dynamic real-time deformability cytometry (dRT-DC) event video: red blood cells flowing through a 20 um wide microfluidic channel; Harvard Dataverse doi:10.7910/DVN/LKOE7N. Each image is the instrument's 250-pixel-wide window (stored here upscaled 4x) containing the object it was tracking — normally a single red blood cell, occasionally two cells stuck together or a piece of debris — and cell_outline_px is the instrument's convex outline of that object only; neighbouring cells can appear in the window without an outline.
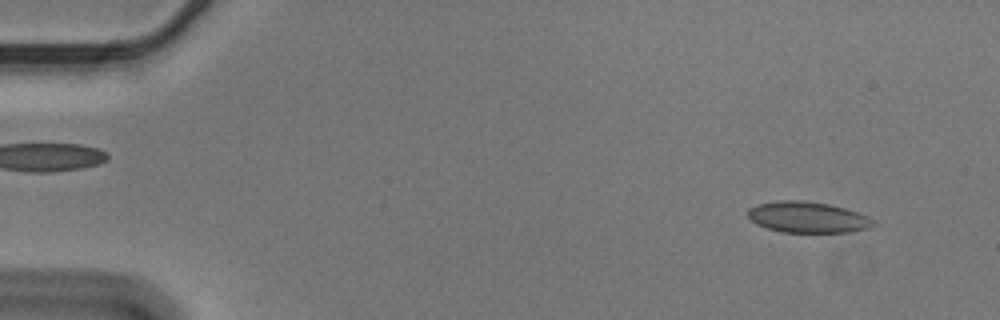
{"species": "Egyptian fruit bat (a non-hibernating species)", "species_latin": "Rousettus aegyptiacus", "temperature_condition": "cold", "stored_images_in_passage": 55, "camera_frame_rate_fps": 3000, "um_per_image_px": 0.085, "animal": {"sex": "male"}, "frame": {"image": 1, "passage_image": 4, "time_ms": 1.0, "image_size_px": [1000, 320], "cell_outline_px": [[876, 224], [868, 228], [848, 232], [780, 232], [756, 224], [748, 216], [748, 208], [756, 204], [780, 200], [804, 200], [828, 204], [844, 208], [868, 216]], "centroid_in_image_um": [68.62, 18.46], "position_along_channel_um": 16.4, "area_um2": 22.6}}
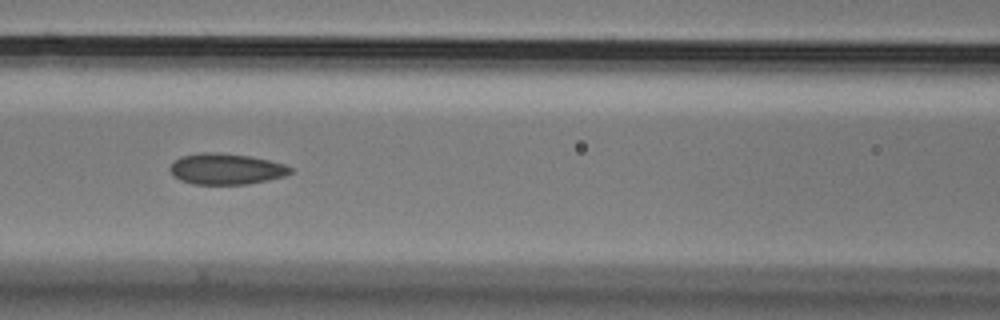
{"frame": {"image": 2, "passage_image": 24, "time_ms": 7.667, "image_size_px": [1000, 320], "cell_outline_px": [[292, 172], [284, 176], [268, 180], [248, 184], [192, 184], [180, 180], [172, 176], [168, 168], [180, 156], [200, 152], [220, 152], [248, 156], [268, 160], [284, 164], [292, 168]], "centroid_in_image_um": [19.18, 14.36], "position_along_channel_um": 147.4, "area_um2": 21.85}}
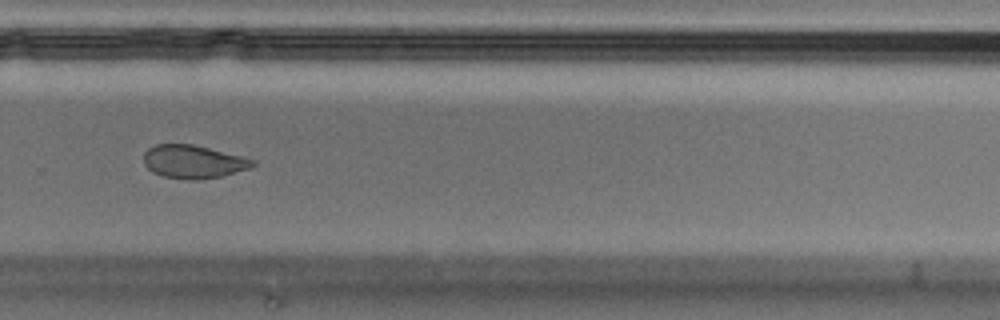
{"frame": {"image": 3, "passage_image": 38, "time_ms": 12.333, "image_size_px": [1000, 320], "cell_outline_px": [[256, 164], [248, 168], [220, 176], [200, 180], [192, 180], [164, 176], [152, 172], [144, 164], [144, 152], [148, 148], [156, 144], [192, 144], [256, 160]], "centroid_in_image_um": [16.39, 13.74], "position_along_channel_um": 313.4, "area_um2": 20.81}, "authors_computed_cell_mechanics": {"area_um2": 22.7154, "velocity_mm_per_s": 3.5665, "shape_relaxation_time_tau1_ms": null, "shape_relaxation_time_tau2_ms": 2.2651, "deformation_change_tau1": null, "deformation_change_tau2": 0.072}}